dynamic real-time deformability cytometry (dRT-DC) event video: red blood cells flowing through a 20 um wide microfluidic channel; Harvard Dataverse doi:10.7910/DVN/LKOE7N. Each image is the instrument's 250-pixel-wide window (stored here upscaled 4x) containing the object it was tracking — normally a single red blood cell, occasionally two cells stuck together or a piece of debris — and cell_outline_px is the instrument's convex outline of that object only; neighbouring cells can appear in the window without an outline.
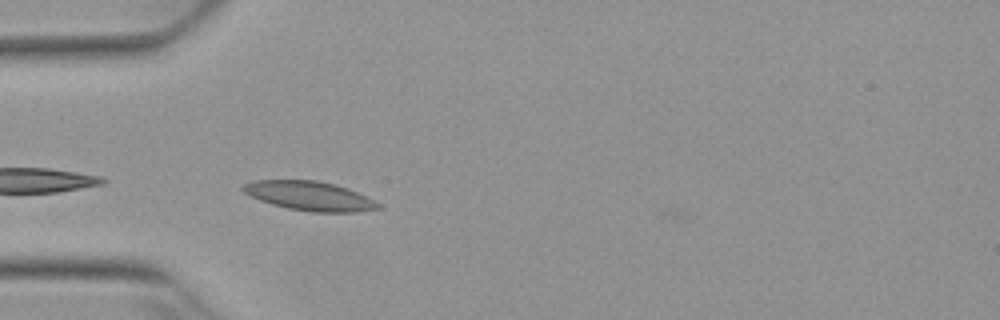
{"species": "Egyptian fruit bat (a non-hibernating species)", "species_latin": "Rousettus aegyptiacus", "temperature_condition": "warm", "stored_images_in_passage": 3, "camera_frame_rate_fps": 3000, "um_per_image_px": 0.085, "animal": {"sex": "female"}, "frame": {"image": 1, "passage_image": 3, "time_ms": 0.667, "image_size_px": [1000, 320], "cell_outline_px": [[380, 208], [356, 212], [312, 212], [288, 208], [272, 204], [260, 200], [244, 192], [240, 188], [244, 184], [256, 180], [316, 180], [336, 184], [348, 188], [380, 204]], "centroid_in_image_um": [26.3, 16.65], "position_along_channel_um": 58.7, "area_um2": 22.77}}